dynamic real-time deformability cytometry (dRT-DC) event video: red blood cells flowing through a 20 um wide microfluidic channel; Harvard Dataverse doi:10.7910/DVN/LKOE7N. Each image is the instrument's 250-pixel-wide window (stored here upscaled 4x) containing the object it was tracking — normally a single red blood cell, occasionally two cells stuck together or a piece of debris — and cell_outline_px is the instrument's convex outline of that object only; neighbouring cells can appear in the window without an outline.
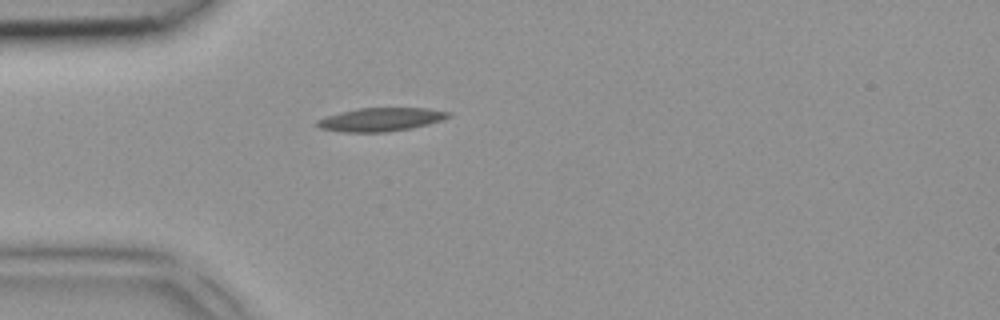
{"species": "common noctule bat (a hibernating species)", "species_latin": "Nyctalus noctula", "temperature_condition": "room temperature", "stored_images_in_passage": 1, "camera_frame_rate_fps": 3000, "um_per_image_px": 0.085, "animal": {"sex": "female", "body_mass_g": 18.4}, "frame": {"image": 1, "passage_image": 1, "time_ms": 0.0, "image_size_px": [1000, 320], "cell_outline_px": [[452, 116], [428, 124], [412, 128], [388, 132], [344, 132], [320, 128], [316, 124], [316, 120], [340, 112], [360, 108], [428, 108], [452, 112]], "centroid_in_image_um": [32.4, 10.15], "position_along_channel_um": 52.6, "area_um2": 17.92}}